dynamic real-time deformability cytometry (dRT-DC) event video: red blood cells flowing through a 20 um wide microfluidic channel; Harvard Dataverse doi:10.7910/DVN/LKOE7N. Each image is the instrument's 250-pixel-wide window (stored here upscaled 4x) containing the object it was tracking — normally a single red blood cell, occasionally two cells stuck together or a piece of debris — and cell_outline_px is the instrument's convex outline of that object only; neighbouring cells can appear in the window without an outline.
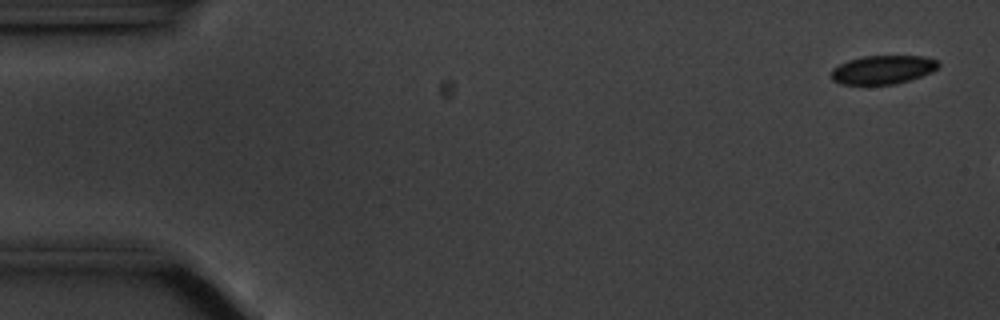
{"species": "common noctule bat (a hibernating species)", "species_latin": "Nyctalus noctula", "temperature_condition": "cold", "stored_images_in_passage": 9, "camera_frame_rate_fps": 3000, "um_per_image_px": 0.085, "animal": {"sex": "male", "body_mass_g": 20.1, "forearm_length_mm": 53.5}, "frame": {"image": 1, "passage_image": 3, "time_ms": 0.667, "image_size_px": [1000, 320], "cell_outline_px": [[940, 64], [932, 72], [896, 84], [840, 84], [832, 80], [832, 68], [848, 60], [864, 56], [924, 56], [936, 60]], "centroid_in_image_um": [75.03, 5.92], "position_along_channel_um": 10.0, "area_um2": 17.74}}